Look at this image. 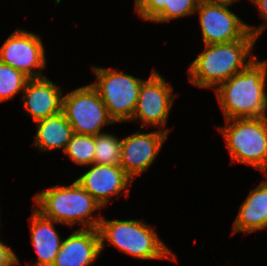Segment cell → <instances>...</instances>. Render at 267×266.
<instances>
[{
	"instance_id": "obj_6",
	"label": "cell",
	"mask_w": 267,
	"mask_h": 266,
	"mask_svg": "<svg viewBox=\"0 0 267 266\" xmlns=\"http://www.w3.org/2000/svg\"><path fill=\"white\" fill-rule=\"evenodd\" d=\"M92 70L98 80L91 85L98 91L110 118L115 123L131 121L144 79L110 68L93 66Z\"/></svg>"
},
{
	"instance_id": "obj_4",
	"label": "cell",
	"mask_w": 267,
	"mask_h": 266,
	"mask_svg": "<svg viewBox=\"0 0 267 266\" xmlns=\"http://www.w3.org/2000/svg\"><path fill=\"white\" fill-rule=\"evenodd\" d=\"M98 232L100 236V250L105 245L116 246L120 251L137 259H172L176 256L161 241L155 230L138 220H112L101 218ZM108 239L109 244H104Z\"/></svg>"
},
{
	"instance_id": "obj_18",
	"label": "cell",
	"mask_w": 267,
	"mask_h": 266,
	"mask_svg": "<svg viewBox=\"0 0 267 266\" xmlns=\"http://www.w3.org/2000/svg\"><path fill=\"white\" fill-rule=\"evenodd\" d=\"M35 123H37L38 129L33 144L37 145L39 151L62 148L64 152L74 134L65 114L60 112Z\"/></svg>"
},
{
	"instance_id": "obj_5",
	"label": "cell",
	"mask_w": 267,
	"mask_h": 266,
	"mask_svg": "<svg viewBox=\"0 0 267 266\" xmlns=\"http://www.w3.org/2000/svg\"><path fill=\"white\" fill-rule=\"evenodd\" d=\"M218 127L226 140L231 160L267 173V116L234 118ZM231 121L233 122L231 124Z\"/></svg>"
},
{
	"instance_id": "obj_9",
	"label": "cell",
	"mask_w": 267,
	"mask_h": 266,
	"mask_svg": "<svg viewBox=\"0 0 267 266\" xmlns=\"http://www.w3.org/2000/svg\"><path fill=\"white\" fill-rule=\"evenodd\" d=\"M41 38L25 30H15L0 48V61L19 70L29 79L43 77L46 66ZM37 69V70H36Z\"/></svg>"
},
{
	"instance_id": "obj_11",
	"label": "cell",
	"mask_w": 267,
	"mask_h": 266,
	"mask_svg": "<svg viewBox=\"0 0 267 266\" xmlns=\"http://www.w3.org/2000/svg\"><path fill=\"white\" fill-rule=\"evenodd\" d=\"M168 129L149 133H134L122 139L119 165L134 179L146 171L158 155L167 138Z\"/></svg>"
},
{
	"instance_id": "obj_2",
	"label": "cell",
	"mask_w": 267,
	"mask_h": 266,
	"mask_svg": "<svg viewBox=\"0 0 267 266\" xmlns=\"http://www.w3.org/2000/svg\"><path fill=\"white\" fill-rule=\"evenodd\" d=\"M256 40L257 38L248 32L242 39L232 42L204 45V51L189 67L190 83L204 89L216 88L241 72L255 58L250 52Z\"/></svg>"
},
{
	"instance_id": "obj_24",
	"label": "cell",
	"mask_w": 267,
	"mask_h": 266,
	"mask_svg": "<svg viewBox=\"0 0 267 266\" xmlns=\"http://www.w3.org/2000/svg\"><path fill=\"white\" fill-rule=\"evenodd\" d=\"M200 2L204 3H225V4H232L239 0H199Z\"/></svg>"
},
{
	"instance_id": "obj_16",
	"label": "cell",
	"mask_w": 267,
	"mask_h": 266,
	"mask_svg": "<svg viewBox=\"0 0 267 266\" xmlns=\"http://www.w3.org/2000/svg\"><path fill=\"white\" fill-rule=\"evenodd\" d=\"M267 227V180H263L252 189L241 204L239 213L233 224V234L237 232L251 233Z\"/></svg>"
},
{
	"instance_id": "obj_21",
	"label": "cell",
	"mask_w": 267,
	"mask_h": 266,
	"mask_svg": "<svg viewBox=\"0 0 267 266\" xmlns=\"http://www.w3.org/2000/svg\"><path fill=\"white\" fill-rule=\"evenodd\" d=\"M28 77L19 70L0 61V103L11 100L24 91Z\"/></svg>"
},
{
	"instance_id": "obj_17",
	"label": "cell",
	"mask_w": 267,
	"mask_h": 266,
	"mask_svg": "<svg viewBox=\"0 0 267 266\" xmlns=\"http://www.w3.org/2000/svg\"><path fill=\"white\" fill-rule=\"evenodd\" d=\"M199 0H137L135 10L146 20L162 23L196 13Z\"/></svg>"
},
{
	"instance_id": "obj_13",
	"label": "cell",
	"mask_w": 267,
	"mask_h": 266,
	"mask_svg": "<svg viewBox=\"0 0 267 266\" xmlns=\"http://www.w3.org/2000/svg\"><path fill=\"white\" fill-rule=\"evenodd\" d=\"M62 90L46 76L31 78L22 92L24 109L37 122L62 112Z\"/></svg>"
},
{
	"instance_id": "obj_7",
	"label": "cell",
	"mask_w": 267,
	"mask_h": 266,
	"mask_svg": "<svg viewBox=\"0 0 267 266\" xmlns=\"http://www.w3.org/2000/svg\"><path fill=\"white\" fill-rule=\"evenodd\" d=\"M62 112L76 134L95 136L102 133L103 126L115 123L91 84L63 96Z\"/></svg>"
},
{
	"instance_id": "obj_1",
	"label": "cell",
	"mask_w": 267,
	"mask_h": 266,
	"mask_svg": "<svg viewBox=\"0 0 267 266\" xmlns=\"http://www.w3.org/2000/svg\"><path fill=\"white\" fill-rule=\"evenodd\" d=\"M267 60L256 57L239 73L215 88L225 120L267 116Z\"/></svg>"
},
{
	"instance_id": "obj_23",
	"label": "cell",
	"mask_w": 267,
	"mask_h": 266,
	"mask_svg": "<svg viewBox=\"0 0 267 266\" xmlns=\"http://www.w3.org/2000/svg\"><path fill=\"white\" fill-rule=\"evenodd\" d=\"M260 11V15L267 21V0H251Z\"/></svg>"
},
{
	"instance_id": "obj_22",
	"label": "cell",
	"mask_w": 267,
	"mask_h": 266,
	"mask_svg": "<svg viewBox=\"0 0 267 266\" xmlns=\"http://www.w3.org/2000/svg\"><path fill=\"white\" fill-rule=\"evenodd\" d=\"M19 263L13 249L0 241V266H13Z\"/></svg>"
},
{
	"instance_id": "obj_19",
	"label": "cell",
	"mask_w": 267,
	"mask_h": 266,
	"mask_svg": "<svg viewBox=\"0 0 267 266\" xmlns=\"http://www.w3.org/2000/svg\"><path fill=\"white\" fill-rule=\"evenodd\" d=\"M122 139L115 135L100 133L95 135L94 164L119 165Z\"/></svg>"
},
{
	"instance_id": "obj_8",
	"label": "cell",
	"mask_w": 267,
	"mask_h": 266,
	"mask_svg": "<svg viewBox=\"0 0 267 266\" xmlns=\"http://www.w3.org/2000/svg\"><path fill=\"white\" fill-rule=\"evenodd\" d=\"M229 6L231 4L199 3L196 12L199 13L204 45L232 42L242 39L248 32L258 38L266 28L267 24L263 23L252 29L230 11Z\"/></svg>"
},
{
	"instance_id": "obj_12",
	"label": "cell",
	"mask_w": 267,
	"mask_h": 266,
	"mask_svg": "<svg viewBox=\"0 0 267 266\" xmlns=\"http://www.w3.org/2000/svg\"><path fill=\"white\" fill-rule=\"evenodd\" d=\"M91 168L83 173L76 181L86 190L102 207L107 205L111 196L118 195L122 190L123 195L129 192L132 178L120 165L91 164ZM128 189V190H127Z\"/></svg>"
},
{
	"instance_id": "obj_14",
	"label": "cell",
	"mask_w": 267,
	"mask_h": 266,
	"mask_svg": "<svg viewBox=\"0 0 267 266\" xmlns=\"http://www.w3.org/2000/svg\"><path fill=\"white\" fill-rule=\"evenodd\" d=\"M100 253L98 229L81 227L62 241L51 266H89Z\"/></svg>"
},
{
	"instance_id": "obj_10",
	"label": "cell",
	"mask_w": 267,
	"mask_h": 266,
	"mask_svg": "<svg viewBox=\"0 0 267 266\" xmlns=\"http://www.w3.org/2000/svg\"><path fill=\"white\" fill-rule=\"evenodd\" d=\"M165 82V79L155 70L147 80H143L136 110L132 116V121L139 119L144 125H152L159 128L166 126V122L171 110L173 100L177 94L171 93L172 87ZM136 118V119H135Z\"/></svg>"
},
{
	"instance_id": "obj_15",
	"label": "cell",
	"mask_w": 267,
	"mask_h": 266,
	"mask_svg": "<svg viewBox=\"0 0 267 266\" xmlns=\"http://www.w3.org/2000/svg\"><path fill=\"white\" fill-rule=\"evenodd\" d=\"M31 220V241L38 255L33 266H51L63 241L53 226L57 222L44 217L35 208Z\"/></svg>"
},
{
	"instance_id": "obj_20",
	"label": "cell",
	"mask_w": 267,
	"mask_h": 266,
	"mask_svg": "<svg viewBox=\"0 0 267 266\" xmlns=\"http://www.w3.org/2000/svg\"><path fill=\"white\" fill-rule=\"evenodd\" d=\"M95 136L74 133L64 154L78 165H91L94 161Z\"/></svg>"
},
{
	"instance_id": "obj_3",
	"label": "cell",
	"mask_w": 267,
	"mask_h": 266,
	"mask_svg": "<svg viewBox=\"0 0 267 266\" xmlns=\"http://www.w3.org/2000/svg\"><path fill=\"white\" fill-rule=\"evenodd\" d=\"M34 201L38 212L57 223L71 227L79 223L83 229L99 226L101 216L95 218L91 214L102 206L76 180L68 186L50 187L36 194Z\"/></svg>"
}]
</instances>
